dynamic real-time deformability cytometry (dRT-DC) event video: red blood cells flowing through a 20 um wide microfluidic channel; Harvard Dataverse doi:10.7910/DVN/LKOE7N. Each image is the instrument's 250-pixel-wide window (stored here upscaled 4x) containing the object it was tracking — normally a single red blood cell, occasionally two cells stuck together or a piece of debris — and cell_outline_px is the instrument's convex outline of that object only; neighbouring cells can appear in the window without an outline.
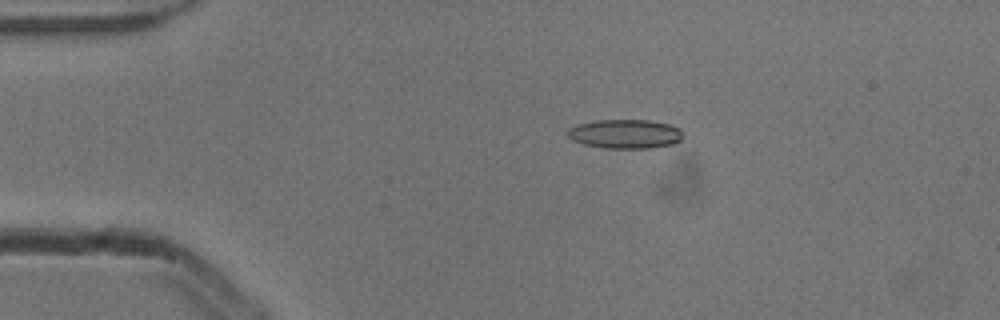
{"species": "common noctule bat (a hibernating species)", "species_latin": "Nyctalus noctula", "temperature_condition": "cold", "stored_images_in_passage": 7, "camera_frame_rate_fps": 3000, "um_per_image_px": 0.085, "animal": {"sex": "male", "body_mass_g": 13.3}, "frame": {"image": 1, "passage_image": 4, "time_ms": 1.0, "image_size_px": [1000, 320], "cell_outline_px": [[684, 136], [680, 140], [672, 144], [648, 148], [604, 148], [584, 144], [572, 140], [568, 136], [568, 128], [576, 124], [596, 120], [648, 120], [668, 124], [680, 128]], "centroid_in_image_um": [53.13, 11.38], "position_along_channel_um": 31.9, "area_um2": 19.59}}
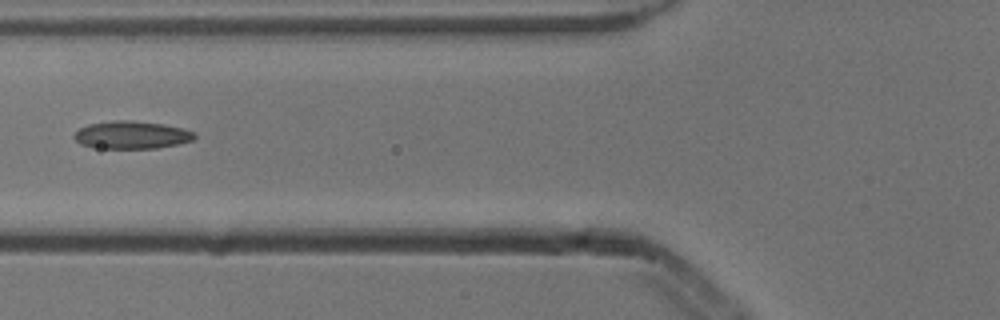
{"frame": {"image": 2, "passage_image": 6, "time_ms": 1.667, "image_size_px": [1000, 320], "cell_outline_px": [[196, 136], [192, 140], [176, 144], [156, 148], [92, 148], [80, 144], [72, 136], [80, 128], [88, 124], [112, 120], [132, 120], [164, 124], [196, 132]], "centroid_in_image_um": [11.15, 11.46], "position_along_channel_um": 114.6, "area_um2": 19.48}}
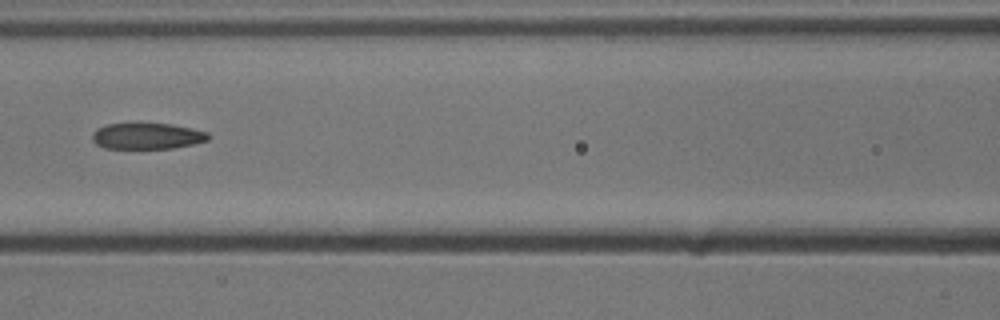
{"frame": {"image": 3, "passage_image": 7, "time_ms": 2.0, "image_size_px": [1000, 320], "cell_outline_px": [[208, 140], [192, 144], [172, 148], [104, 148], [96, 144], [92, 140], [92, 132], [96, 128], [108, 124], [140, 120], [172, 124], [192, 128], [208, 132]], "centroid_in_image_um": [12.44, 11.51], "position_along_channel_um": 154.2, "area_um2": 18.44}}